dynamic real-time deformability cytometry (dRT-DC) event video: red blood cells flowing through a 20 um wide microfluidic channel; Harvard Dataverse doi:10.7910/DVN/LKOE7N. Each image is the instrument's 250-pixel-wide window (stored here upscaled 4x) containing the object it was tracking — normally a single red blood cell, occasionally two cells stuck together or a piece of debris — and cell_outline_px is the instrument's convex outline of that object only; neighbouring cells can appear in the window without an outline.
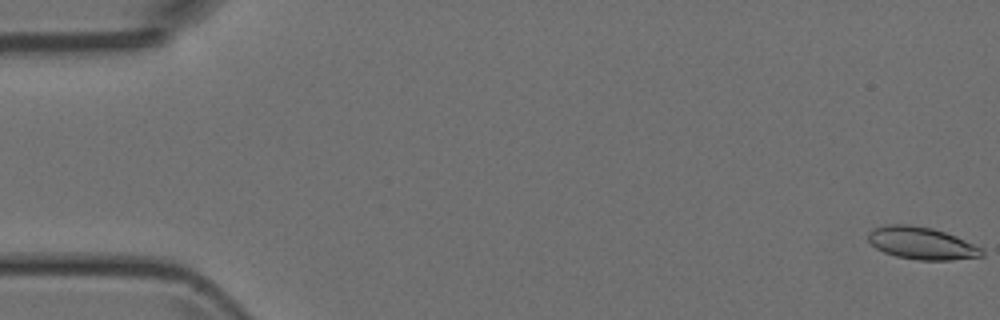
{"species": "Egyptian fruit bat (a non-hibernating species)", "species_latin": "Rousettus aegyptiacus", "temperature_condition": "room temperature", "stored_images_in_passage": 51, "camera_frame_rate_fps": 3000, "um_per_image_px": 0.085, "animal": {"sex": "female"}, "frame": {"image": 1, "passage_image": 1, "time_ms": 0.0, "image_size_px": [1000, 320], "cell_outline_px": [[984, 256], [952, 260], [916, 260], [896, 256], [884, 252], [876, 248], [868, 240], [868, 232], [872, 228], [888, 224], [908, 224], [932, 228], [956, 236], [980, 248], [984, 252]], "centroid_in_image_um": [78.3, 20.67], "position_along_channel_um": 6.7, "area_um2": 21.39}}
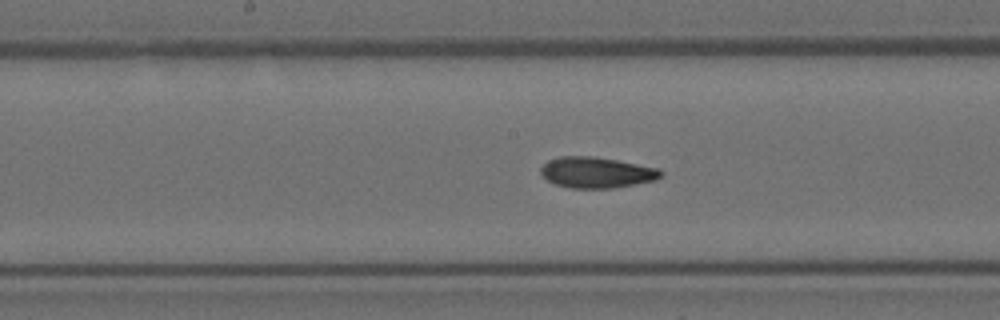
{"frame": {"image": 2, "passage_image": 26, "time_ms": 8.333, "image_size_px": [1000, 320], "cell_outline_px": [[664, 172], [656, 180], [612, 188], [572, 188], [556, 184], [548, 180], [540, 172], [540, 168], [548, 160], [560, 156], [596, 156], [660, 168]], "centroid_in_image_um": [50.72, 14.65], "position_along_channel_um": 197.5, "area_um2": 21.62}}
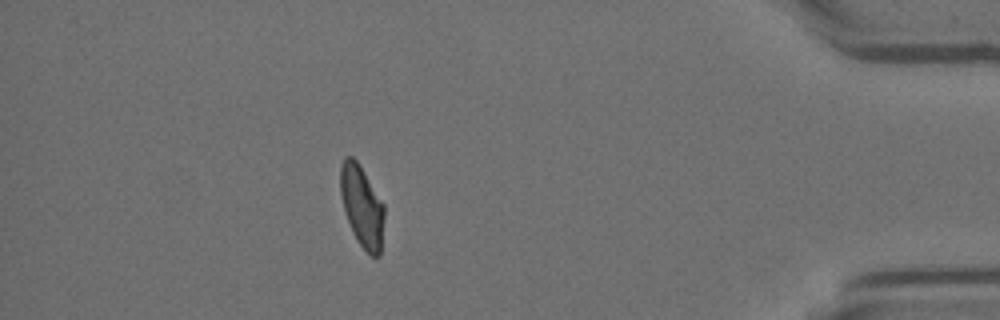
{"frame": {"image": 3, "passage_image": 45, "time_ms": 14.667, "image_size_px": [1000, 320], "cell_outline_px": [[384, 216], [380, 256], [372, 256], [356, 240], [352, 232], [344, 208], [340, 192], [340, 164], [344, 156], [352, 156], [356, 160], [384, 204]], "centroid_in_image_um": [30.75, 17.51], "position_along_channel_um": 404.4, "area_um2": 20.58}}